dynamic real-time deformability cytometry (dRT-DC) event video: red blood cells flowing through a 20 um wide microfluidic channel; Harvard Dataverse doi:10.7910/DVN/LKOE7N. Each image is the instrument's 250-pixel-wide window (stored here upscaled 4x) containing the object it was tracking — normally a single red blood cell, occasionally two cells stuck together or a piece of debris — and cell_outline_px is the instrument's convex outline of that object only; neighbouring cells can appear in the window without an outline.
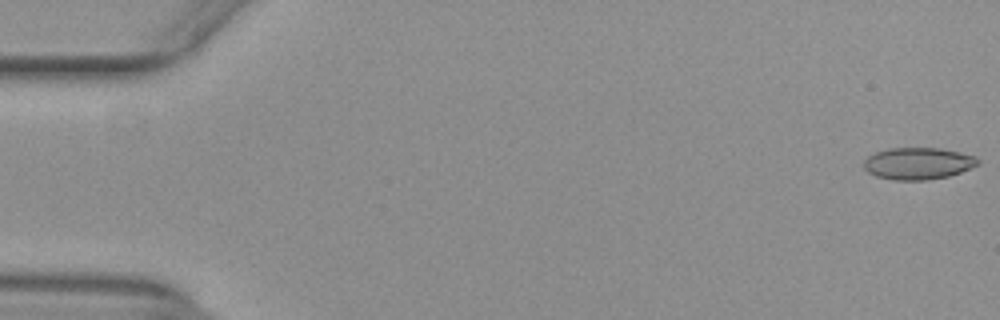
{"species": "common noctule bat (a hibernating species)", "species_latin": "Nyctalus noctula", "temperature_condition": "warm", "stored_images_in_passage": 53, "camera_frame_rate_fps": 3000, "um_per_image_px": 0.085, "animal": {"sex": "female", "body_mass_g": 29.2, "forearm_length_mm": 56.3}, "frame": {"image": 1, "passage_image": 1, "time_ms": 0.0, "image_size_px": [1000, 320], "cell_outline_px": [[980, 164], [960, 172], [948, 176], [928, 180], [892, 180], [876, 176], [868, 172], [864, 168], [864, 160], [868, 156], [876, 152], [888, 148], [940, 148], [960, 152], [976, 156], [980, 160]], "centroid_in_image_um": [78.05, 13.89], "position_along_channel_um": 7.0, "area_um2": 21.33}}
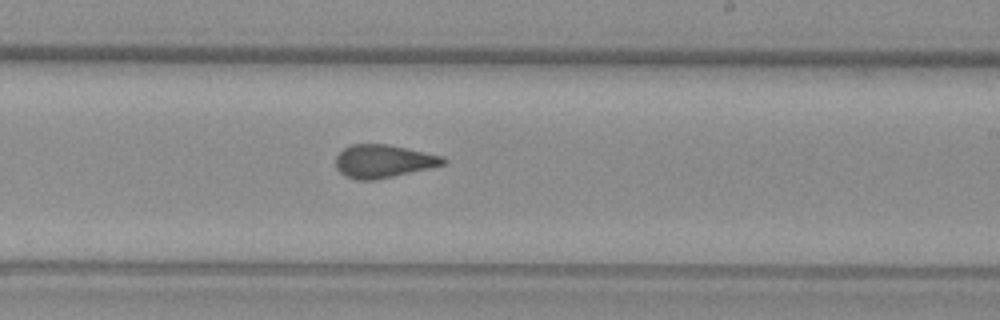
{"frame": {"image": 2, "passage_image": 32, "time_ms": 10.333, "image_size_px": [1000, 320], "cell_outline_px": [[448, 160], [444, 164], [428, 168], [376, 180], [356, 180], [344, 176], [336, 168], [336, 156], [344, 148], [352, 144], [388, 144], [444, 156]], "centroid_in_image_um": [32.57, 13.7], "position_along_channel_um": 256.4, "area_um2": 20.69}}
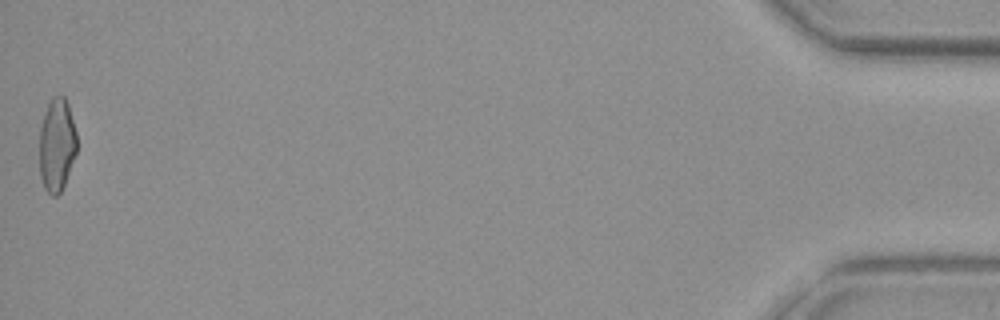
{"frame": {"image": 3, "passage_image": 53, "time_ms": 17.333, "image_size_px": [1000, 320], "cell_outline_px": [[76, 152], [64, 184], [60, 192], [56, 196], [52, 196], [44, 188], [40, 176], [40, 128], [44, 112], [52, 96], [64, 96], [68, 104], [76, 132]], "centroid_in_image_um": [4.82, 12.3], "position_along_channel_um": 430.4, "area_um2": 20.11}, "authors_computed_cell_mechanics": {"area_um2": 20.9236, "velocity_mm_per_s": 3.9509, "shape_relaxation_time_tau1_ms": null, "shape_relaxation_time_tau2_ms": 1.0511, "deformation_change_tau1": null, "deformation_change_tau2": 0.0689}}